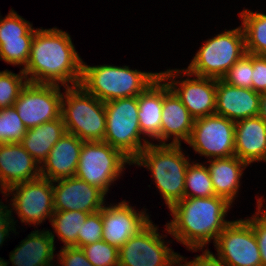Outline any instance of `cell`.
<instances>
[{
  "label": "cell",
  "instance_id": "19",
  "mask_svg": "<svg viewBox=\"0 0 266 266\" xmlns=\"http://www.w3.org/2000/svg\"><path fill=\"white\" fill-rule=\"evenodd\" d=\"M162 82L161 144H167L165 141L174 137L173 141L168 144L181 145V140L184 142L189 140L195 119L166 81L162 79Z\"/></svg>",
  "mask_w": 266,
  "mask_h": 266
},
{
  "label": "cell",
  "instance_id": "4",
  "mask_svg": "<svg viewBox=\"0 0 266 266\" xmlns=\"http://www.w3.org/2000/svg\"><path fill=\"white\" fill-rule=\"evenodd\" d=\"M160 77L159 73L132 70L128 66H89L83 61L80 86L97 99L138 96Z\"/></svg>",
  "mask_w": 266,
  "mask_h": 266
},
{
  "label": "cell",
  "instance_id": "14",
  "mask_svg": "<svg viewBox=\"0 0 266 266\" xmlns=\"http://www.w3.org/2000/svg\"><path fill=\"white\" fill-rule=\"evenodd\" d=\"M186 75L188 77L184 80H174ZM160 76L164 81H168L166 83L181 99L182 104L194 119L215 114L216 79L199 76L191 79V73L184 69H167V71L160 72Z\"/></svg>",
  "mask_w": 266,
  "mask_h": 266
},
{
  "label": "cell",
  "instance_id": "12",
  "mask_svg": "<svg viewBox=\"0 0 266 266\" xmlns=\"http://www.w3.org/2000/svg\"><path fill=\"white\" fill-rule=\"evenodd\" d=\"M214 244L226 266H262L256 235L246 219L231 221Z\"/></svg>",
  "mask_w": 266,
  "mask_h": 266
},
{
  "label": "cell",
  "instance_id": "18",
  "mask_svg": "<svg viewBox=\"0 0 266 266\" xmlns=\"http://www.w3.org/2000/svg\"><path fill=\"white\" fill-rule=\"evenodd\" d=\"M261 94L253 89L235 87L216 79L215 114L233 122L259 115Z\"/></svg>",
  "mask_w": 266,
  "mask_h": 266
},
{
  "label": "cell",
  "instance_id": "41",
  "mask_svg": "<svg viewBox=\"0 0 266 266\" xmlns=\"http://www.w3.org/2000/svg\"><path fill=\"white\" fill-rule=\"evenodd\" d=\"M259 116L266 124V93H262L260 97V110Z\"/></svg>",
  "mask_w": 266,
  "mask_h": 266
},
{
  "label": "cell",
  "instance_id": "26",
  "mask_svg": "<svg viewBox=\"0 0 266 266\" xmlns=\"http://www.w3.org/2000/svg\"><path fill=\"white\" fill-rule=\"evenodd\" d=\"M246 52L266 56V14L244 9L240 13Z\"/></svg>",
  "mask_w": 266,
  "mask_h": 266
},
{
  "label": "cell",
  "instance_id": "6",
  "mask_svg": "<svg viewBox=\"0 0 266 266\" xmlns=\"http://www.w3.org/2000/svg\"><path fill=\"white\" fill-rule=\"evenodd\" d=\"M138 111V96L105 102L106 132L103 142L120 150L131 161L151 143L140 136Z\"/></svg>",
  "mask_w": 266,
  "mask_h": 266
},
{
  "label": "cell",
  "instance_id": "11",
  "mask_svg": "<svg viewBox=\"0 0 266 266\" xmlns=\"http://www.w3.org/2000/svg\"><path fill=\"white\" fill-rule=\"evenodd\" d=\"M7 193V194H6ZM13 193V194H12ZM14 195L10 200L12 210H15L22 223L41 224L46 218L52 219L54 213L53 182L49 179L38 178L16 184L4 193Z\"/></svg>",
  "mask_w": 266,
  "mask_h": 266
},
{
  "label": "cell",
  "instance_id": "17",
  "mask_svg": "<svg viewBox=\"0 0 266 266\" xmlns=\"http://www.w3.org/2000/svg\"><path fill=\"white\" fill-rule=\"evenodd\" d=\"M40 177V165L20 142L0 144L1 193L16 184Z\"/></svg>",
  "mask_w": 266,
  "mask_h": 266
},
{
  "label": "cell",
  "instance_id": "23",
  "mask_svg": "<svg viewBox=\"0 0 266 266\" xmlns=\"http://www.w3.org/2000/svg\"><path fill=\"white\" fill-rule=\"evenodd\" d=\"M207 166L216 196L225 198L233 203L239 187L243 170L248 166L238 157L213 158Z\"/></svg>",
  "mask_w": 266,
  "mask_h": 266
},
{
  "label": "cell",
  "instance_id": "34",
  "mask_svg": "<svg viewBox=\"0 0 266 266\" xmlns=\"http://www.w3.org/2000/svg\"><path fill=\"white\" fill-rule=\"evenodd\" d=\"M93 266H118V248L103 239L81 248Z\"/></svg>",
  "mask_w": 266,
  "mask_h": 266
},
{
  "label": "cell",
  "instance_id": "10",
  "mask_svg": "<svg viewBox=\"0 0 266 266\" xmlns=\"http://www.w3.org/2000/svg\"><path fill=\"white\" fill-rule=\"evenodd\" d=\"M235 122L219 115L194 120L193 130L186 142L200 156L227 158L235 155Z\"/></svg>",
  "mask_w": 266,
  "mask_h": 266
},
{
  "label": "cell",
  "instance_id": "9",
  "mask_svg": "<svg viewBox=\"0 0 266 266\" xmlns=\"http://www.w3.org/2000/svg\"><path fill=\"white\" fill-rule=\"evenodd\" d=\"M158 227L149 222L118 249V266H177L178 253L169 248Z\"/></svg>",
  "mask_w": 266,
  "mask_h": 266
},
{
  "label": "cell",
  "instance_id": "20",
  "mask_svg": "<svg viewBox=\"0 0 266 266\" xmlns=\"http://www.w3.org/2000/svg\"><path fill=\"white\" fill-rule=\"evenodd\" d=\"M83 142L76 135L65 132L41 164V177L52 182L74 177L78 168Z\"/></svg>",
  "mask_w": 266,
  "mask_h": 266
},
{
  "label": "cell",
  "instance_id": "38",
  "mask_svg": "<svg viewBox=\"0 0 266 266\" xmlns=\"http://www.w3.org/2000/svg\"><path fill=\"white\" fill-rule=\"evenodd\" d=\"M252 89L266 93V56L253 54Z\"/></svg>",
  "mask_w": 266,
  "mask_h": 266
},
{
  "label": "cell",
  "instance_id": "31",
  "mask_svg": "<svg viewBox=\"0 0 266 266\" xmlns=\"http://www.w3.org/2000/svg\"><path fill=\"white\" fill-rule=\"evenodd\" d=\"M36 30L12 9L4 19L0 16V41L22 40V36H34Z\"/></svg>",
  "mask_w": 266,
  "mask_h": 266
},
{
  "label": "cell",
  "instance_id": "8",
  "mask_svg": "<svg viewBox=\"0 0 266 266\" xmlns=\"http://www.w3.org/2000/svg\"><path fill=\"white\" fill-rule=\"evenodd\" d=\"M132 161L120 150L103 141L83 142L75 176L97 187L105 195L111 184Z\"/></svg>",
  "mask_w": 266,
  "mask_h": 266
},
{
  "label": "cell",
  "instance_id": "32",
  "mask_svg": "<svg viewBox=\"0 0 266 266\" xmlns=\"http://www.w3.org/2000/svg\"><path fill=\"white\" fill-rule=\"evenodd\" d=\"M34 36H22V40L0 41V60L7 64L23 65L25 68Z\"/></svg>",
  "mask_w": 266,
  "mask_h": 266
},
{
  "label": "cell",
  "instance_id": "37",
  "mask_svg": "<svg viewBox=\"0 0 266 266\" xmlns=\"http://www.w3.org/2000/svg\"><path fill=\"white\" fill-rule=\"evenodd\" d=\"M57 256L61 266H93L78 247H63Z\"/></svg>",
  "mask_w": 266,
  "mask_h": 266
},
{
  "label": "cell",
  "instance_id": "27",
  "mask_svg": "<svg viewBox=\"0 0 266 266\" xmlns=\"http://www.w3.org/2000/svg\"><path fill=\"white\" fill-rule=\"evenodd\" d=\"M90 213L83 211H54L51 225L58 238L64 243L63 247H77V236L81 233L82 223Z\"/></svg>",
  "mask_w": 266,
  "mask_h": 266
},
{
  "label": "cell",
  "instance_id": "39",
  "mask_svg": "<svg viewBox=\"0 0 266 266\" xmlns=\"http://www.w3.org/2000/svg\"><path fill=\"white\" fill-rule=\"evenodd\" d=\"M8 207L3 202H0V246H2L5 239L9 236L10 231L16 233V228H14L16 221H14L13 214ZM8 263L0 257V266H7Z\"/></svg>",
  "mask_w": 266,
  "mask_h": 266
},
{
  "label": "cell",
  "instance_id": "22",
  "mask_svg": "<svg viewBox=\"0 0 266 266\" xmlns=\"http://www.w3.org/2000/svg\"><path fill=\"white\" fill-rule=\"evenodd\" d=\"M50 230H35L9 254L12 266H53L55 235Z\"/></svg>",
  "mask_w": 266,
  "mask_h": 266
},
{
  "label": "cell",
  "instance_id": "3",
  "mask_svg": "<svg viewBox=\"0 0 266 266\" xmlns=\"http://www.w3.org/2000/svg\"><path fill=\"white\" fill-rule=\"evenodd\" d=\"M181 150V145L148 144L132 161L152 173L161 197L168 209L184 198L185 175L190 161Z\"/></svg>",
  "mask_w": 266,
  "mask_h": 266
},
{
  "label": "cell",
  "instance_id": "40",
  "mask_svg": "<svg viewBox=\"0 0 266 266\" xmlns=\"http://www.w3.org/2000/svg\"><path fill=\"white\" fill-rule=\"evenodd\" d=\"M183 260V261H182ZM184 262V264L182 263ZM182 263V264H181ZM177 266H226L218 257L207 248L201 255L196 256L192 261L184 259L178 254Z\"/></svg>",
  "mask_w": 266,
  "mask_h": 266
},
{
  "label": "cell",
  "instance_id": "13",
  "mask_svg": "<svg viewBox=\"0 0 266 266\" xmlns=\"http://www.w3.org/2000/svg\"><path fill=\"white\" fill-rule=\"evenodd\" d=\"M60 85L27 82L14 103L20 119L27 129L61 116L63 93Z\"/></svg>",
  "mask_w": 266,
  "mask_h": 266
},
{
  "label": "cell",
  "instance_id": "30",
  "mask_svg": "<svg viewBox=\"0 0 266 266\" xmlns=\"http://www.w3.org/2000/svg\"><path fill=\"white\" fill-rule=\"evenodd\" d=\"M27 82L26 75L22 70L19 74L7 69L0 71V110L14 106L20 91Z\"/></svg>",
  "mask_w": 266,
  "mask_h": 266
},
{
  "label": "cell",
  "instance_id": "21",
  "mask_svg": "<svg viewBox=\"0 0 266 266\" xmlns=\"http://www.w3.org/2000/svg\"><path fill=\"white\" fill-rule=\"evenodd\" d=\"M235 156L247 165L266 162V124L255 116L235 122Z\"/></svg>",
  "mask_w": 266,
  "mask_h": 266
},
{
  "label": "cell",
  "instance_id": "2",
  "mask_svg": "<svg viewBox=\"0 0 266 266\" xmlns=\"http://www.w3.org/2000/svg\"><path fill=\"white\" fill-rule=\"evenodd\" d=\"M231 204L223 197H184L169 210L173 220L166 224V231L188 250L196 252L216 242L219 234L231 222L225 220Z\"/></svg>",
  "mask_w": 266,
  "mask_h": 266
},
{
  "label": "cell",
  "instance_id": "5",
  "mask_svg": "<svg viewBox=\"0 0 266 266\" xmlns=\"http://www.w3.org/2000/svg\"><path fill=\"white\" fill-rule=\"evenodd\" d=\"M63 90L61 116L66 132L84 142L103 141L106 132L105 102L87 93L80 85L64 87Z\"/></svg>",
  "mask_w": 266,
  "mask_h": 266
},
{
  "label": "cell",
  "instance_id": "25",
  "mask_svg": "<svg viewBox=\"0 0 266 266\" xmlns=\"http://www.w3.org/2000/svg\"><path fill=\"white\" fill-rule=\"evenodd\" d=\"M65 132V124L62 116H60L55 120L27 129L26 134L20 143L41 166L54 144Z\"/></svg>",
  "mask_w": 266,
  "mask_h": 266
},
{
  "label": "cell",
  "instance_id": "15",
  "mask_svg": "<svg viewBox=\"0 0 266 266\" xmlns=\"http://www.w3.org/2000/svg\"><path fill=\"white\" fill-rule=\"evenodd\" d=\"M102 221V239L119 249L151 220L146 210L137 212L135 208L129 206V203L123 200L116 205H104L102 208Z\"/></svg>",
  "mask_w": 266,
  "mask_h": 266
},
{
  "label": "cell",
  "instance_id": "36",
  "mask_svg": "<svg viewBox=\"0 0 266 266\" xmlns=\"http://www.w3.org/2000/svg\"><path fill=\"white\" fill-rule=\"evenodd\" d=\"M264 198L257 199V212L246 220L253 227L261 254V265L266 266V209L262 210ZM261 215V216H260ZM260 216V217H259Z\"/></svg>",
  "mask_w": 266,
  "mask_h": 266
},
{
  "label": "cell",
  "instance_id": "33",
  "mask_svg": "<svg viewBox=\"0 0 266 266\" xmlns=\"http://www.w3.org/2000/svg\"><path fill=\"white\" fill-rule=\"evenodd\" d=\"M253 54L245 53L222 78L227 84L252 89Z\"/></svg>",
  "mask_w": 266,
  "mask_h": 266
},
{
  "label": "cell",
  "instance_id": "24",
  "mask_svg": "<svg viewBox=\"0 0 266 266\" xmlns=\"http://www.w3.org/2000/svg\"><path fill=\"white\" fill-rule=\"evenodd\" d=\"M161 76L138 95V119L142 135L161 144V116L163 108V83Z\"/></svg>",
  "mask_w": 266,
  "mask_h": 266
},
{
  "label": "cell",
  "instance_id": "29",
  "mask_svg": "<svg viewBox=\"0 0 266 266\" xmlns=\"http://www.w3.org/2000/svg\"><path fill=\"white\" fill-rule=\"evenodd\" d=\"M26 131L14 106L0 110V144L21 142Z\"/></svg>",
  "mask_w": 266,
  "mask_h": 266
},
{
  "label": "cell",
  "instance_id": "1",
  "mask_svg": "<svg viewBox=\"0 0 266 266\" xmlns=\"http://www.w3.org/2000/svg\"><path fill=\"white\" fill-rule=\"evenodd\" d=\"M82 65L83 61L67 32L56 27L39 28L34 34L28 63L22 71L31 83H60L71 87L80 84Z\"/></svg>",
  "mask_w": 266,
  "mask_h": 266
},
{
  "label": "cell",
  "instance_id": "7",
  "mask_svg": "<svg viewBox=\"0 0 266 266\" xmlns=\"http://www.w3.org/2000/svg\"><path fill=\"white\" fill-rule=\"evenodd\" d=\"M245 53L244 32L239 26L208 39L185 70L196 77L222 79Z\"/></svg>",
  "mask_w": 266,
  "mask_h": 266
},
{
  "label": "cell",
  "instance_id": "28",
  "mask_svg": "<svg viewBox=\"0 0 266 266\" xmlns=\"http://www.w3.org/2000/svg\"><path fill=\"white\" fill-rule=\"evenodd\" d=\"M191 163L187 166L185 175L184 197L216 196L207 166L193 161Z\"/></svg>",
  "mask_w": 266,
  "mask_h": 266
},
{
  "label": "cell",
  "instance_id": "16",
  "mask_svg": "<svg viewBox=\"0 0 266 266\" xmlns=\"http://www.w3.org/2000/svg\"><path fill=\"white\" fill-rule=\"evenodd\" d=\"M104 196L100 189L76 176L53 181L54 211L74 210L92 214L104 207Z\"/></svg>",
  "mask_w": 266,
  "mask_h": 266
},
{
  "label": "cell",
  "instance_id": "35",
  "mask_svg": "<svg viewBox=\"0 0 266 266\" xmlns=\"http://www.w3.org/2000/svg\"><path fill=\"white\" fill-rule=\"evenodd\" d=\"M103 221L102 209L89 214L85 222L82 223L81 233L77 236V247L82 248L88 244L102 240Z\"/></svg>",
  "mask_w": 266,
  "mask_h": 266
}]
</instances>
